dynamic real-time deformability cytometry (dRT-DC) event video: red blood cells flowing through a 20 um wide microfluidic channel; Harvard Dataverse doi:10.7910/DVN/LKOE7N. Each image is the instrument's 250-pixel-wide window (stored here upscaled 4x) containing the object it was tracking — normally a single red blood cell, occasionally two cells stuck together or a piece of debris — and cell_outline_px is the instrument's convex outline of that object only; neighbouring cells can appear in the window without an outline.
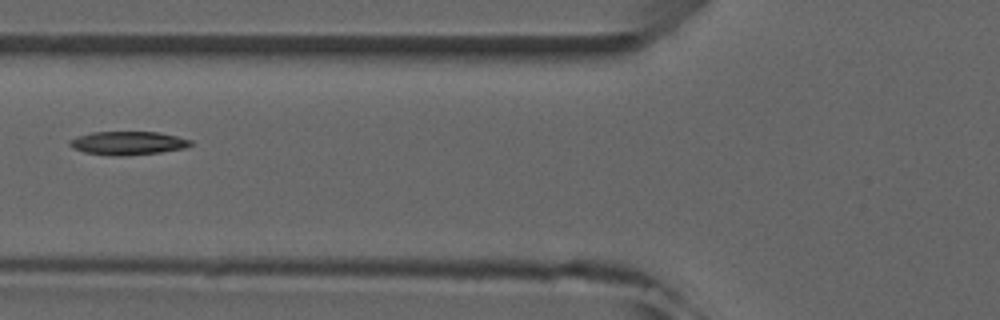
{"species": "common noctule bat (a hibernating species)", "species_latin": "Nyctalus noctula", "temperature_condition": "room temperature", "stored_images_in_passage": 6, "camera_frame_rate_fps": 3000, "um_per_image_px": 0.085, "animal": {"sex": "male", "forearm_length_mm": 52.5}, "frame": {"image": 1, "passage_image": 5, "time_ms": 4.667, "image_size_px": [1000, 320], "cell_outline_px": [[192, 144], [184, 148], [160, 152], [120, 156], [116, 156], [84, 152], [72, 148], [68, 144], [68, 140], [92, 132], [160, 132], [192, 140]], "centroid_in_image_um": [10.86, 12.16], "position_along_channel_um": 114.9, "area_um2": 16.42}}
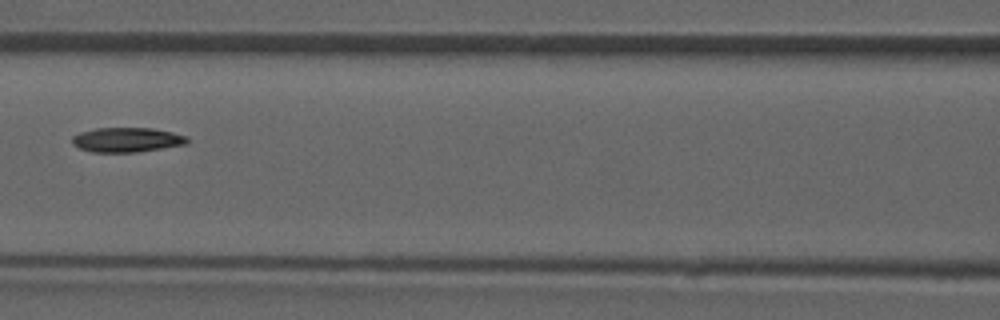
{"frame": {"image": 2, "passage_image": 6, "time_ms": 5.667, "image_size_px": [1000, 320], "cell_outline_px": [[188, 144], [136, 152], [92, 152], [80, 148], [72, 144], [72, 136], [80, 132], [96, 128], [152, 128], [172, 132], [188, 136]], "centroid_in_image_um": [10.79, 11.88], "position_along_channel_um": 155.8, "area_um2": 16.53}}